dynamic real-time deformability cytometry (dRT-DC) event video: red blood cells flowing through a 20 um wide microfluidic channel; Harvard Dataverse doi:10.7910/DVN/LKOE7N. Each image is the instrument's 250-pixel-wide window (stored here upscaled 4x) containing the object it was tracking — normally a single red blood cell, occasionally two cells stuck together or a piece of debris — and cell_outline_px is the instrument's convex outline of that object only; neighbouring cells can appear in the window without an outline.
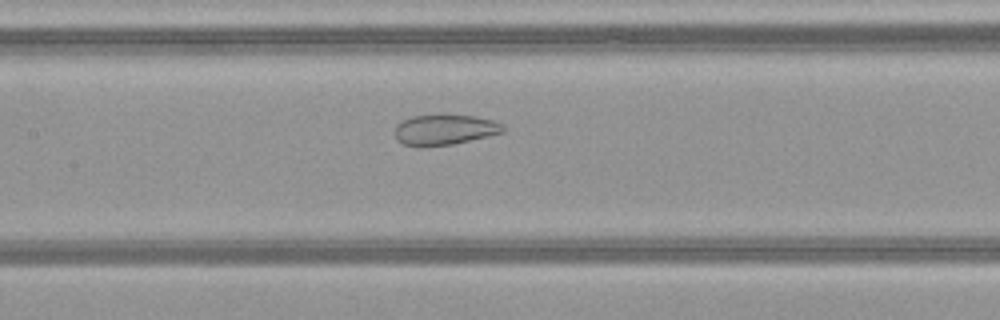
{"species": "common noctule bat (a hibernating species)", "species_latin": "Nyctalus noctula", "temperature_condition": "warm", "stored_images_in_passage": 29, "camera_frame_rate_fps": 3000, "um_per_image_px": 0.085, "animal": {"sex": "female", "body_mass_g": 21.9}, "frame": {"image": 1, "passage_image": 10, "time_ms": 3.0, "image_size_px": [1000, 320], "cell_outline_px": [[504, 132], [488, 136], [452, 144], [424, 148], [420, 148], [404, 144], [396, 140], [396, 124], [412, 116], [476, 116], [492, 120], [504, 124]], "centroid_in_image_um": [37.78, 11.06], "position_along_channel_um": 169.6, "area_um2": 19.07}}
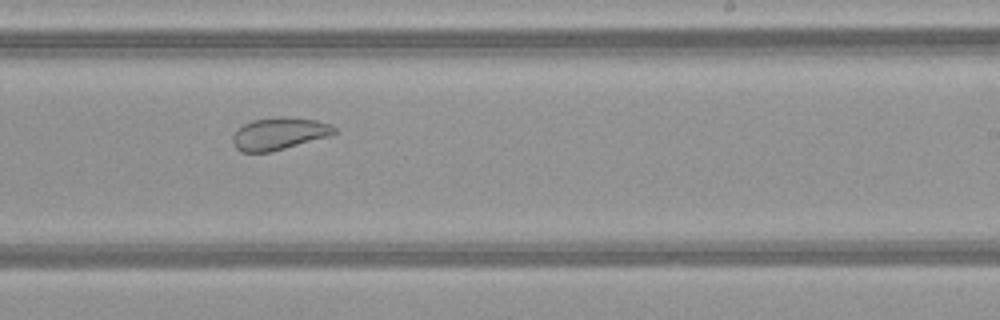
{"frame": {"image": 2, "passage_image": 17, "time_ms": 5.333, "image_size_px": [1000, 320], "cell_outline_px": [[336, 132], [332, 136], [272, 152], [240, 152], [236, 148], [232, 140], [232, 136], [236, 128], [252, 120], [280, 116], [284, 116], [316, 120], [332, 124], [336, 128]], "centroid_in_image_um": [23.74, 11.36], "position_along_channel_um": 265.3, "area_um2": 19.54}}
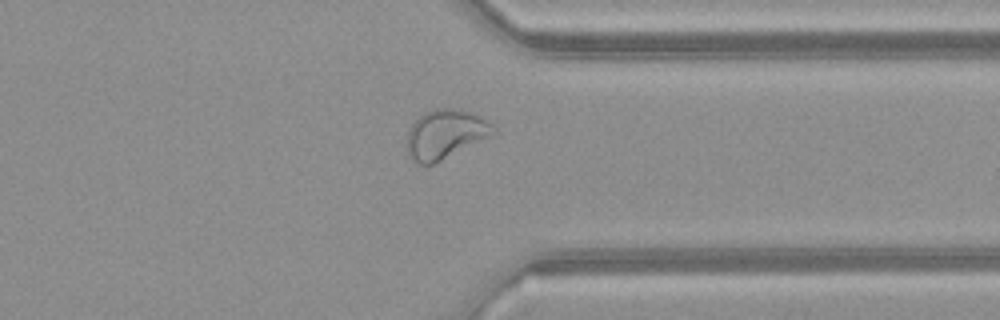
{"frame": {"image": 3, "passage_image": 25, "time_ms": 8.0, "image_size_px": [1000, 320], "cell_outline_px": [[496, 132], [492, 136], [432, 164], [416, 164], [408, 156], [408, 132], [412, 124], [424, 112], [436, 108], [452, 108], [472, 112], [488, 120], [496, 128]], "centroid_in_image_um": [37.88, 11.39], "position_along_channel_um": 373.5, "area_um2": 24.68}}